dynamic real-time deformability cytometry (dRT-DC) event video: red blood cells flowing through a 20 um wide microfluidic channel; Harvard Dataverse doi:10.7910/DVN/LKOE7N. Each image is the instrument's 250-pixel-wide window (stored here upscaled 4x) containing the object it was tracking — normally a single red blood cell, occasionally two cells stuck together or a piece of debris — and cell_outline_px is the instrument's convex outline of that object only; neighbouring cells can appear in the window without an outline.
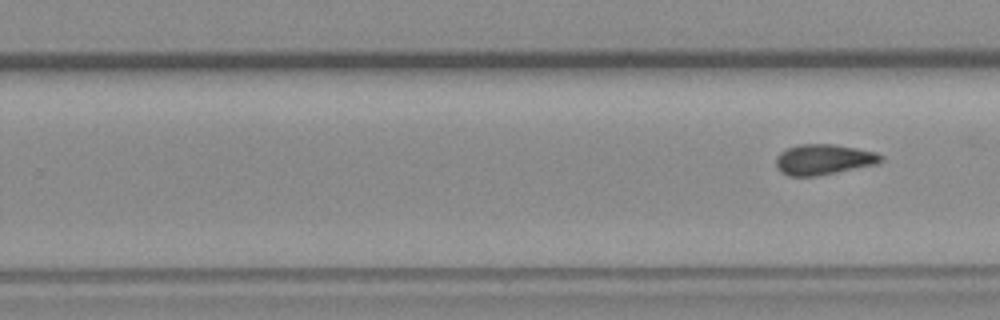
{"species": "common noctule bat (a hibernating species)", "species_latin": "Nyctalus noctula", "temperature_condition": "room temperature", "stored_images_in_passage": 10, "camera_frame_rate_fps": 3000, "um_per_image_px": 0.085, "animal": {"sex": "female", "body_mass_g": 19.3, "forearm_length_mm": 54.1}, "frame": {"image": 1, "passage_image": 10, "time_ms": 11.333, "image_size_px": [1000, 320], "cell_outline_px": [[884, 160], [876, 164], [816, 176], [788, 176], [780, 172], [776, 168], [776, 156], [780, 152], [788, 148], [800, 144], [832, 144], [856, 148], [876, 152]], "centroid_in_image_um": [69.96, 13.56], "position_along_channel_um": 259.8, "area_um2": 18.55}}